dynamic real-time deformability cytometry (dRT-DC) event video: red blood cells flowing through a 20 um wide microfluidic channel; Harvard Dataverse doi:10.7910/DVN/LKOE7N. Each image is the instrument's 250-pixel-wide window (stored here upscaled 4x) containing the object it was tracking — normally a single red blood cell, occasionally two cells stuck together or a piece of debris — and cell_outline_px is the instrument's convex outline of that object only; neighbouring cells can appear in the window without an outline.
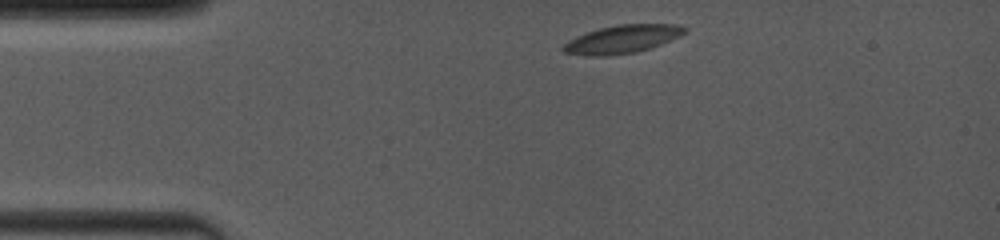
{"species": "common noctule bat (a hibernating species)", "species_latin": "Nyctalus noctula", "temperature_condition": "room temperature", "stored_images_in_passage": 5, "camera_frame_rate_fps": 4000, "um_per_image_px": 0.085, "animal": {"sex": "female", "body_mass_g": 19.0, "forearm_length_mm": 53.3}, "frame": {"image": 1, "passage_image": 1, "time_ms": 0.0, "image_size_px": [1000, 240], "cell_outline_px": [[688, 32], [680, 36], [660, 44], [636, 52], [604, 56], [588, 56], [564, 52], [560, 48], [568, 40], [576, 36], [600, 28], [616, 24], [672, 24], [688, 28]], "centroid_in_image_um": [52.88, 3.32], "position_along_channel_um": 32.1, "area_um2": 19.83}}